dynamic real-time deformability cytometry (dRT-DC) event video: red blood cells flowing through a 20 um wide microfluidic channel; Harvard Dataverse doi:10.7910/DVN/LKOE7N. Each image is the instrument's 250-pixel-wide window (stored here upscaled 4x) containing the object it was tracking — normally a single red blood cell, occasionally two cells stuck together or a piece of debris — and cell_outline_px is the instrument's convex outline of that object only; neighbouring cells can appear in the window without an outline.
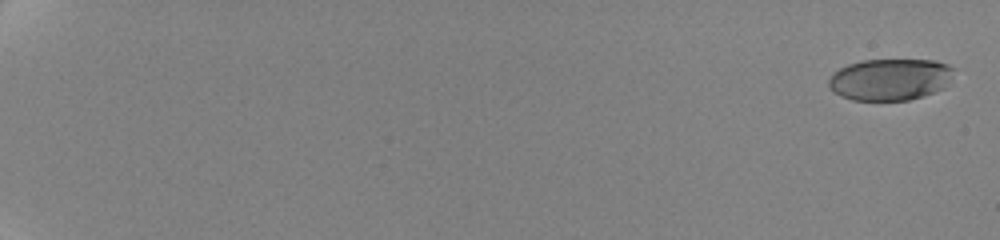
{"species": "human", "species_latin": "Homo sapiens", "temperature_condition": "cold", "stored_images_in_passage": 9, "camera_frame_rate_fps": 3000, "um_per_image_px": 0.085, "donor": {"sex": "female"}, "frame": {"image": 1, "passage_image": 1, "time_ms": 0.0, "image_size_px": [1000, 240], "cell_outline_px": [[952, 68], [944, 88], [908, 100], [852, 100], [836, 92], [828, 84], [828, 80], [840, 68], [848, 64], [860, 60], [932, 60], [948, 64]], "centroid_in_image_um": [75.63, 6.74], "position_along_channel_um": 9.4, "area_um2": 29.71}}
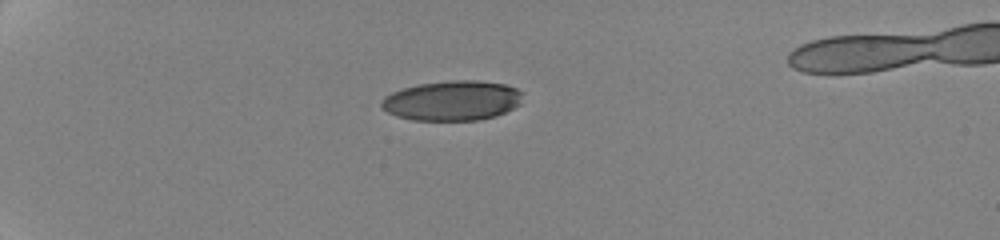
{"frame": {"image": 2, "passage_image": 7, "time_ms": 6.0, "image_size_px": [1000, 240], "cell_outline_px": [[524, 92], [520, 104], [496, 116], [480, 120], [412, 120], [396, 116], [388, 112], [380, 104], [380, 100], [384, 96], [392, 92], [404, 88], [420, 84], [452, 80], [480, 80], [504, 84], [516, 88]], "centroid_in_image_um": [38.46, 8.55], "position_along_channel_um": 46.5, "area_um2": 32.95}}
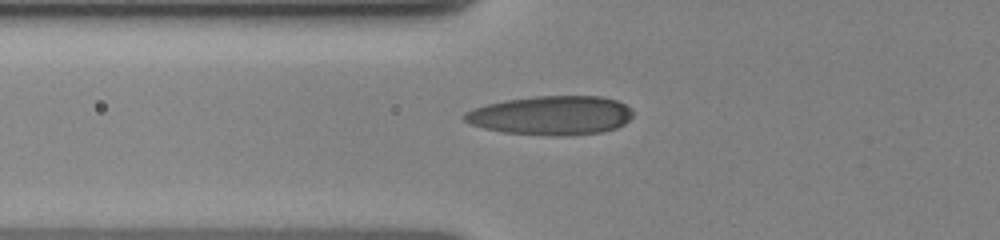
{"frame": {"image": 3, "passage_image": 9, "time_ms": 8.333, "image_size_px": [1000, 240], "cell_outline_px": [[632, 116], [624, 124], [616, 128], [600, 132], [568, 136], [552, 136], [504, 132], [484, 128], [472, 124], [464, 120], [460, 116], [464, 112], [472, 108], [504, 100], [536, 96], [600, 96], [616, 100], [632, 108]], "centroid_in_image_um": [46.84, 9.81], "position_along_channel_um": 79.0, "area_um2": 38.49}}